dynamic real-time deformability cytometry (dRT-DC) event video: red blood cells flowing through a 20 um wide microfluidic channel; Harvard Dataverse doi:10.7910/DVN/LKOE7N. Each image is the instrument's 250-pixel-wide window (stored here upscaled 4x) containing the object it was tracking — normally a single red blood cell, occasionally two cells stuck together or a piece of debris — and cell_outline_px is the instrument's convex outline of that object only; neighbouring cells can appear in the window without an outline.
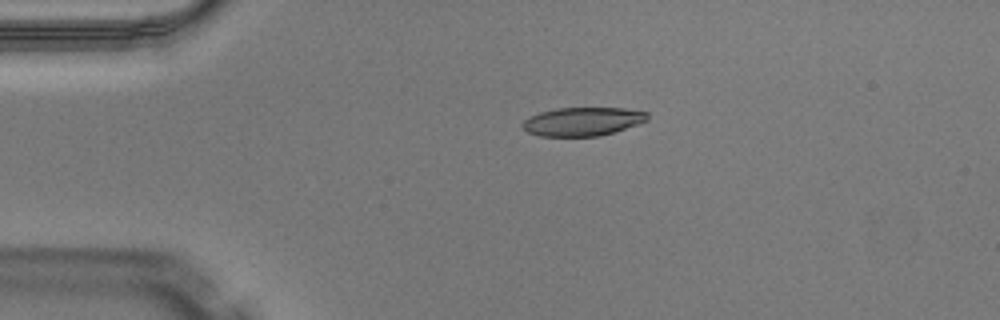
{"species": "Egyptian fruit bat (a non-hibernating species)", "species_latin": "Rousettus aegyptiacus", "temperature_condition": "warm", "stored_images_in_passage": 39, "camera_frame_rate_fps": 3000, "um_per_image_px": 0.085, "animal": {"sex": "male"}, "frame": {"image": 1, "passage_image": 1, "time_ms": 0.0, "image_size_px": [1000, 320], "cell_outline_px": [[648, 120], [600, 136], [540, 136], [528, 132], [520, 124], [528, 116], [540, 112], [556, 108], [624, 108], [648, 112]], "centroid_in_image_um": [49.48, 10.32], "position_along_channel_um": 35.5, "area_um2": 20.69}}
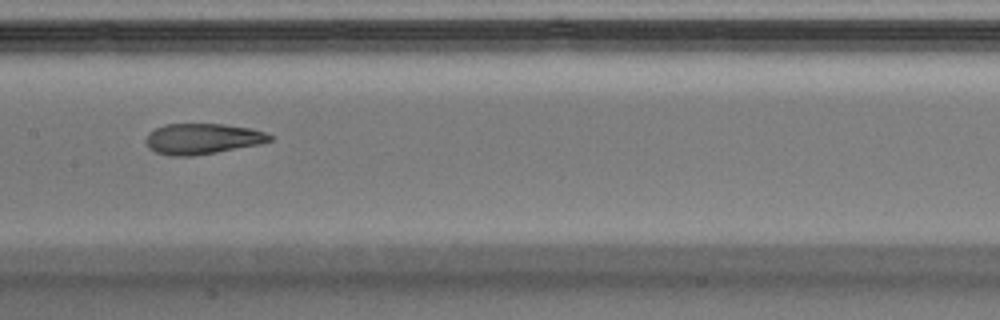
{"frame": {"image": 2, "passage_image": 15, "time_ms": 4.667, "image_size_px": [1000, 320], "cell_outline_px": [[272, 140], [260, 144], [216, 152], [192, 156], [172, 156], [156, 152], [148, 148], [144, 140], [148, 132], [164, 124], [224, 124], [252, 128], [264, 132], [272, 136]], "centroid_in_image_um": [17.17, 11.79], "position_along_channel_um": 190.2, "area_um2": 22.25}}
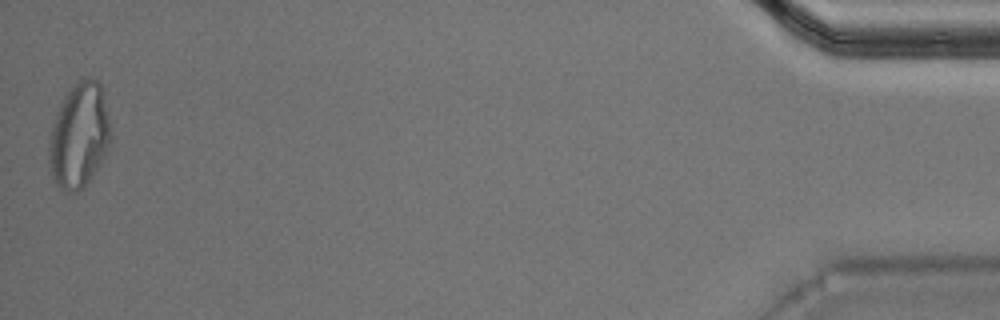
{"frame": {"image": 3, "passage_image": 39, "time_ms": 12.667, "image_size_px": [1000, 320], "cell_outline_px": [[112, 140], [104, 156], [84, 188], [76, 192], [64, 192], [56, 184], [52, 176], [48, 156], [48, 148], [52, 128], [56, 116], [64, 96], [80, 80], [88, 76], [92, 76], [100, 84], [112, 136]], "centroid_in_image_um": [6.73, 11.56], "position_along_channel_um": 428.5, "area_um2": 37.22}, "authors_computed_cell_mechanics": {"area_um2": 23.2356, "velocity_mm_per_s": 4.128, "shape_relaxation_time_tau1_ms": null, "shape_relaxation_time_tau2_ms": 2.4198, "deformation_change_tau1": null, "deformation_change_tau2": 0.1007}}